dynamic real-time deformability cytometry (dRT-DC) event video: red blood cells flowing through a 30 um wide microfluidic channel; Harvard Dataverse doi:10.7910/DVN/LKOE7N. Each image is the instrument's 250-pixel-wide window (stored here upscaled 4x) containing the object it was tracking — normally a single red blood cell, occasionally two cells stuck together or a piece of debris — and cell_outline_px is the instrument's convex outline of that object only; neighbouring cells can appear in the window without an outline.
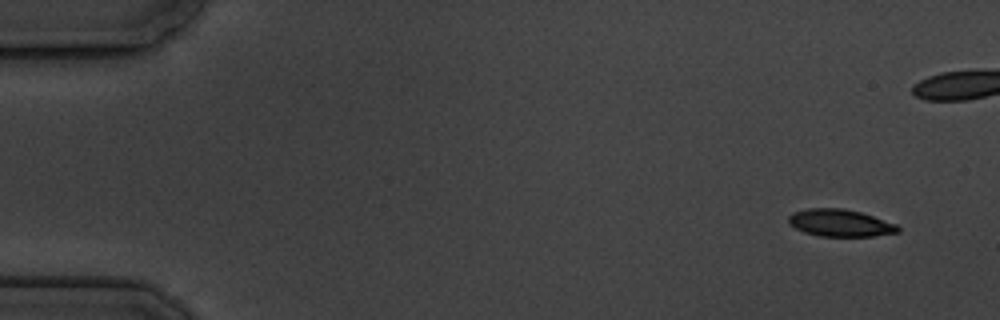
{"species": "common noctule bat (a hibernating species)", "species_latin": "Nyctalus noctula", "temperature_condition": "cold", "stored_images_in_passage": 9, "segment_of_instrument_passage": [1, 2], "camera_frame_rate_fps": 3000, "um_per_image_px": 0.085, "animal": {"sex": "male", "body_mass_g": 19.5, "forearm_length_mm": 54.6}, "frame": {"image": 1, "passage_image": 1, "time_ms": 0.0, "image_size_px": [1000, 320], "cell_outline_px": [[900, 232], [872, 236], [820, 236], [804, 232], [796, 228], [788, 220], [788, 216], [792, 212], [808, 208], [844, 208], [860, 212], [896, 224], [900, 228]], "centroid_in_image_um": [71.41, 18.94], "position_along_channel_um": 13.6, "area_um2": 17.22}}
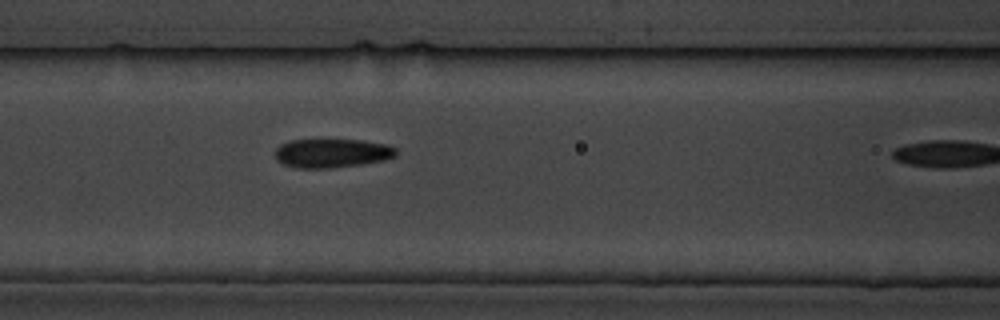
{"frame": {"image": 2, "passage_image": 8, "time_ms": 9.0, "image_size_px": [1000, 320], "cell_outline_px": [[396, 156], [384, 160], [360, 164], [328, 168], [296, 168], [284, 164], [276, 160], [276, 148], [280, 144], [288, 140], [360, 140], [388, 144], [396, 148]], "centroid_in_image_um": [28.21, 13.01], "position_along_channel_um": 138.4, "area_um2": 20.35}}